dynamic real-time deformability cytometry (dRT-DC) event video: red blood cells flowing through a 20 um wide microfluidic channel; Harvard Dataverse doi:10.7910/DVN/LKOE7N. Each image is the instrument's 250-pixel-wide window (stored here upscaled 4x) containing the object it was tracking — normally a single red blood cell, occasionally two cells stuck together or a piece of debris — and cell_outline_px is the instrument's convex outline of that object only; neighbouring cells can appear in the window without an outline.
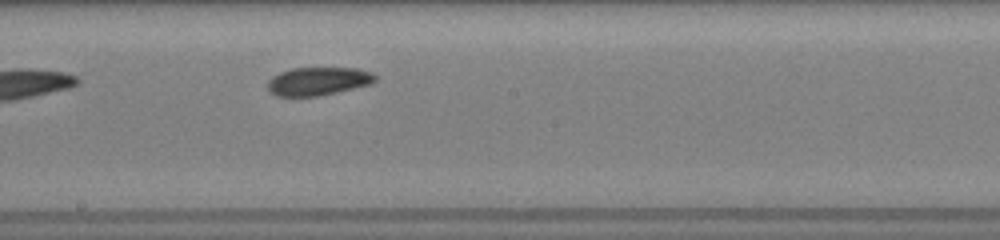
{"species": "common noctule bat (a hibernating species)", "species_latin": "Nyctalus noctula", "temperature_condition": "room temperature", "stored_images_in_passage": 17, "camera_frame_rate_fps": 3000, "um_per_image_px": 0.085, "animal": {"sex": "female", "body_mass_g": 19.5, "forearm_length_mm": 54.1}, "frame": {"image": 1, "passage_image": 12, "time_ms": 4.667, "image_size_px": [1000, 240], "cell_outline_px": [[376, 80], [372, 84], [336, 92], [316, 96], [276, 96], [268, 92], [268, 80], [272, 76], [280, 72], [292, 68], [356, 68], [372, 72], [376, 76]], "centroid_in_image_um": [27.03, 6.9], "position_along_channel_um": 221.2, "area_um2": 17.74}}
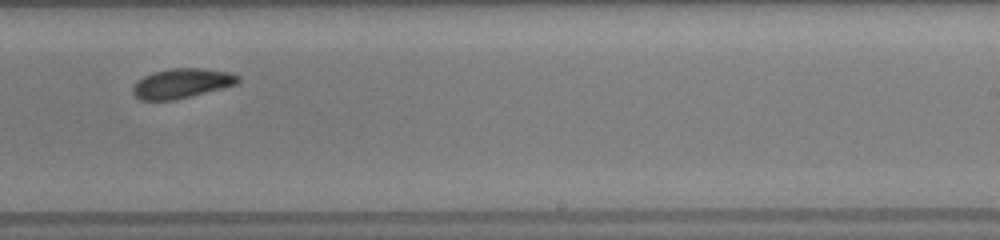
{"frame": {"image": 2, "passage_image": 15, "time_ms": 6.0, "image_size_px": [1000, 240], "cell_outline_px": [[240, 80], [236, 84], [176, 100], [140, 100], [132, 92], [132, 88], [136, 80], [152, 72], [172, 68], [204, 68], [228, 72], [240, 76]], "centroid_in_image_um": [15.42, 7.08], "position_along_channel_um": 273.6, "area_um2": 18.21}}